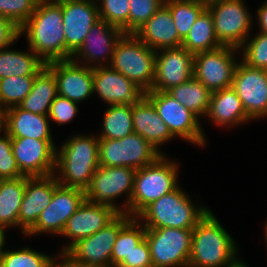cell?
I'll list each match as a JSON object with an SVG mask.
<instances>
[{"instance_id": "obj_3", "label": "cell", "mask_w": 267, "mask_h": 267, "mask_svg": "<svg viewBox=\"0 0 267 267\" xmlns=\"http://www.w3.org/2000/svg\"><path fill=\"white\" fill-rule=\"evenodd\" d=\"M231 236L209 210L192 231L188 267H222L235 261Z\"/></svg>"}, {"instance_id": "obj_49", "label": "cell", "mask_w": 267, "mask_h": 267, "mask_svg": "<svg viewBox=\"0 0 267 267\" xmlns=\"http://www.w3.org/2000/svg\"><path fill=\"white\" fill-rule=\"evenodd\" d=\"M226 267H247V266L236 259L234 262L227 265Z\"/></svg>"}, {"instance_id": "obj_11", "label": "cell", "mask_w": 267, "mask_h": 267, "mask_svg": "<svg viewBox=\"0 0 267 267\" xmlns=\"http://www.w3.org/2000/svg\"><path fill=\"white\" fill-rule=\"evenodd\" d=\"M145 96L153 103L173 136H179L201 146L205 144V137L196 114L166 91L150 90Z\"/></svg>"}, {"instance_id": "obj_10", "label": "cell", "mask_w": 267, "mask_h": 267, "mask_svg": "<svg viewBox=\"0 0 267 267\" xmlns=\"http://www.w3.org/2000/svg\"><path fill=\"white\" fill-rule=\"evenodd\" d=\"M135 169L130 167L98 166L90 185L85 190V199L94 205L107 206L117 214L129 215V203L133 192ZM128 193L125 211L113 204V199L122 193Z\"/></svg>"}, {"instance_id": "obj_44", "label": "cell", "mask_w": 267, "mask_h": 267, "mask_svg": "<svg viewBox=\"0 0 267 267\" xmlns=\"http://www.w3.org/2000/svg\"><path fill=\"white\" fill-rule=\"evenodd\" d=\"M117 267H153L150 247L146 238Z\"/></svg>"}, {"instance_id": "obj_40", "label": "cell", "mask_w": 267, "mask_h": 267, "mask_svg": "<svg viewBox=\"0 0 267 267\" xmlns=\"http://www.w3.org/2000/svg\"><path fill=\"white\" fill-rule=\"evenodd\" d=\"M165 0H129L128 34H134Z\"/></svg>"}, {"instance_id": "obj_18", "label": "cell", "mask_w": 267, "mask_h": 267, "mask_svg": "<svg viewBox=\"0 0 267 267\" xmlns=\"http://www.w3.org/2000/svg\"><path fill=\"white\" fill-rule=\"evenodd\" d=\"M156 51L155 80L151 90L168 91L193 77L194 55L184 47ZM164 51V52H163Z\"/></svg>"}, {"instance_id": "obj_34", "label": "cell", "mask_w": 267, "mask_h": 267, "mask_svg": "<svg viewBox=\"0 0 267 267\" xmlns=\"http://www.w3.org/2000/svg\"><path fill=\"white\" fill-rule=\"evenodd\" d=\"M131 218L119 231L111 252V267H117L145 239L146 228ZM140 226L141 228H139Z\"/></svg>"}, {"instance_id": "obj_43", "label": "cell", "mask_w": 267, "mask_h": 267, "mask_svg": "<svg viewBox=\"0 0 267 267\" xmlns=\"http://www.w3.org/2000/svg\"><path fill=\"white\" fill-rule=\"evenodd\" d=\"M77 112L78 108L75 102L57 95L51 104L48 117L61 125L72 120Z\"/></svg>"}, {"instance_id": "obj_6", "label": "cell", "mask_w": 267, "mask_h": 267, "mask_svg": "<svg viewBox=\"0 0 267 267\" xmlns=\"http://www.w3.org/2000/svg\"><path fill=\"white\" fill-rule=\"evenodd\" d=\"M161 155L155 162L136 171L129 203L130 214L137 217L148 205L177 186V164L167 162Z\"/></svg>"}, {"instance_id": "obj_38", "label": "cell", "mask_w": 267, "mask_h": 267, "mask_svg": "<svg viewBox=\"0 0 267 267\" xmlns=\"http://www.w3.org/2000/svg\"><path fill=\"white\" fill-rule=\"evenodd\" d=\"M40 0H0V16L19 29L35 12Z\"/></svg>"}, {"instance_id": "obj_1", "label": "cell", "mask_w": 267, "mask_h": 267, "mask_svg": "<svg viewBox=\"0 0 267 267\" xmlns=\"http://www.w3.org/2000/svg\"><path fill=\"white\" fill-rule=\"evenodd\" d=\"M62 0H40L35 12L19 29L30 49L45 63L66 60Z\"/></svg>"}, {"instance_id": "obj_9", "label": "cell", "mask_w": 267, "mask_h": 267, "mask_svg": "<svg viewBox=\"0 0 267 267\" xmlns=\"http://www.w3.org/2000/svg\"><path fill=\"white\" fill-rule=\"evenodd\" d=\"M206 9L213 18L218 42L222 46L243 47L251 27V17L243 1L212 0L207 2Z\"/></svg>"}, {"instance_id": "obj_19", "label": "cell", "mask_w": 267, "mask_h": 267, "mask_svg": "<svg viewBox=\"0 0 267 267\" xmlns=\"http://www.w3.org/2000/svg\"><path fill=\"white\" fill-rule=\"evenodd\" d=\"M57 81V93L78 103L93 92V67L81 66L73 59L46 63Z\"/></svg>"}, {"instance_id": "obj_22", "label": "cell", "mask_w": 267, "mask_h": 267, "mask_svg": "<svg viewBox=\"0 0 267 267\" xmlns=\"http://www.w3.org/2000/svg\"><path fill=\"white\" fill-rule=\"evenodd\" d=\"M54 192V175L30 177L20 205L18 226L26 234L38 220L41 212L49 205Z\"/></svg>"}, {"instance_id": "obj_24", "label": "cell", "mask_w": 267, "mask_h": 267, "mask_svg": "<svg viewBox=\"0 0 267 267\" xmlns=\"http://www.w3.org/2000/svg\"><path fill=\"white\" fill-rule=\"evenodd\" d=\"M48 120V115L25 111L19 106L2 112V128L11 138L52 140Z\"/></svg>"}, {"instance_id": "obj_15", "label": "cell", "mask_w": 267, "mask_h": 267, "mask_svg": "<svg viewBox=\"0 0 267 267\" xmlns=\"http://www.w3.org/2000/svg\"><path fill=\"white\" fill-rule=\"evenodd\" d=\"M12 151L20 172L29 177L54 175L56 148L52 140L11 138Z\"/></svg>"}, {"instance_id": "obj_17", "label": "cell", "mask_w": 267, "mask_h": 267, "mask_svg": "<svg viewBox=\"0 0 267 267\" xmlns=\"http://www.w3.org/2000/svg\"><path fill=\"white\" fill-rule=\"evenodd\" d=\"M66 60L81 46L93 25L100 20L98 6L92 0H62Z\"/></svg>"}, {"instance_id": "obj_20", "label": "cell", "mask_w": 267, "mask_h": 267, "mask_svg": "<svg viewBox=\"0 0 267 267\" xmlns=\"http://www.w3.org/2000/svg\"><path fill=\"white\" fill-rule=\"evenodd\" d=\"M93 67V92L109 105H127L138 102L145 92L111 67L92 65Z\"/></svg>"}, {"instance_id": "obj_31", "label": "cell", "mask_w": 267, "mask_h": 267, "mask_svg": "<svg viewBox=\"0 0 267 267\" xmlns=\"http://www.w3.org/2000/svg\"><path fill=\"white\" fill-rule=\"evenodd\" d=\"M181 46L193 55L222 46L215 36L213 18L207 9L193 23Z\"/></svg>"}, {"instance_id": "obj_12", "label": "cell", "mask_w": 267, "mask_h": 267, "mask_svg": "<svg viewBox=\"0 0 267 267\" xmlns=\"http://www.w3.org/2000/svg\"><path fill=\"white\" fill-rule=\"evenodd\" d=\"M132 217L127 213L118 214L104 228L78 240L66 252L88 267H111V252L117 235Z\"/></svg>"}, {"instance_id": "obj_42", "label": "cell", "mask_w": 267, "mask_h": 267, "mask_svg": "<svg viewBox=\"0 0 267 267\" xmlns=\"http://www.w3.org/2000/svg\"><path fill=\"white\" fill-rule=\"evenodd\" d=\"M4 137L0 136V179H14L24 176L16 163L13 151L11 137L3 128Z\"/></svg>"}, {"instance_id": "obj_51", "label": "cell", "mask_w": 267, "mask_h": 267, "mask_svg": "<svg viewBox=\"0 0 267 267\" xmlns=\"http://www.w3.org/2000/svg\"><path fill=\"white\" fill-rule=\"evenodd\" d=\"M265 229H266V234L265 235H266V242H267V225H266Z\"/></svg>"}, {"instance_id": "obj_8", "label": "cell", "mask_w": 267, "mask_h": 267, "mask_svg": "<svg viewBox=\"0 0 267 267\" xmlns=\"http://www.w3.org/2000/svg\"><path fill=\"white\" fill-rule=\"evenodd\" d=\"M193 229L146 228L153 267H188Z\"/></svg>"}, {"instance_id": "obj_4", "label": "cell", "mask_w": 267, "mask_h": 267, "mask_svg": "<svg viewBox=\"0 0 267 267\" xmlns=\"http://www.w3.org/2000/svg\"><path fill=\"white\" fill-rule=\"evenodd\" d=\"M207 208H196L180 187L148 205L137 218H143L145 228L194 229L207 214Z\"/></svg>"}, {"instance_id": "obj_28", "label": "cell", "mask_w": 267, "mask_h": 267, "mask_svg": "<svg viewBox=\"0 0 267 267\" xmlns=\"http://www.w3.org/2000/svg\"><path fill=\"white\" fill-rule=\"evenodd\" d=\"M57 95V81L55 75L45 66L35 75L31 92L18 106L25 111L40 115H48L51 104Z\"/></svg>"}, {"instance_id": "obj_37", "label": "cell", "mask_w": 267, "mask_h": 267, "mask_svg": "<svg viewBox=\"0 0 267 267\" xmlns=\"http://www.w3.org/2000/svg\"><path fill=\"white\" fill-rule=\"evenodd\" d=\"M53 258L29 248L16 251H3L0 254V267H51Z\"/></svg>"}, {"instance_id": "obj_33", "label": "cell", "mask_w": 267, "mask_h": 267, "mask_svg": "<svg viewBox=\"0 0 267 267\" xmlns=\"http://www.w3.org/2000/svg\"><path fill=\"white\" fill-rule=\"evenodd\" d=\"M103 132L99 139L118 140L134 132L132 105H111L104 115Z\"/></svg>"}, {"instance_id": "obj_7", "label": "cell", "mask_w": 267, "mask_h": 267, "mask_svg": "<svg viewBox=\"0 0 267 267\" xmlns=\"http://www.w3.org/2000/svg\"><path fill=\"white\" fill-rule=\"evenodd\" d=\"M161 155V151L134 132L118 140L99 139L100 166L130 167L138 170L152 164Z\"/></svg>"}, {"instance_id": "obj_46", "label": "cell", "mask_w": 267, "mask_h": 267, "mask_svg": "<svg viewBox=\"0 0 267 267\" xmlns=\"http://www.w3.org/2000/svg\"><path fill=\"white\" fill-rule=\"evenodd\" d=\"M60 254L62 255L61 257H64V261L61 262V264H57L56 262H54L55 260L53 259L51 267H88L86 264L75 260L66 251H62V253Z\"/></svg>"}, {"instance_id": "obj_50", "label": "cell", "mask_w": 267, "mask_h": 267, "mask_svg": "<svg viewBox=\"0 0 267 267\" xmlns=\"http://www.w3.org/2000/svg\"><path fill=\"white\" fill-rule=\"evenodd\" d=\"M2 128V111L0 110V129Z\"/></svg>"}, {"instance_id": "obj_27", "label": "cell", "mask_w": 267, "mask_h": 267, "mask_svg": "<svg viewBox=\"0 0 267 267\" xmlns=\"http://www.w3.org/2000/svg\"><path fill=\"white\" fill-rule=\"evenodd\" d=\"M216 124L236 125L251 120L246 114L241 99L231 87L212 92L209 109L206 114Z\"/></svg>"}, {"instance_id": "obj_39", "label": "cell", "mask_w": 267, "mask_h": 267, "mask_svg": "<svg viewBox=\"0 0 267 267\" xmlns=\"http://www.w3.org/2000/svg\"><path fill=\"white\" fill-rule=\"evenodd\" d=\"M100 19L128 34L129 0H102Z\"/></svg>"}, {"instance_id": "obj_36", "label": "cell", "mask_w": 267, "mask_h": 267, "mask_svg": "<svg viewBox=\"0 0 267 267\" xmlns=\"http://www.w3.org/2000/svg\"><path fill=\"white\" fill-rule=\"evenodd\" d=\"M34 79L35 75L0 79V110L3 112L5 109L18 106L31 92ZM3 104H5V108Z\"/></svg>"}, {"instance_id": "obj_2", "label": "cell", "mask_w": 267, "mask_h": 267, "mask_svg": "<svg viewBox=\"0 0 267 267\" xmlns=\"http://www.w3.org/2000/svg\"><path fill=\"white\" fill-rule=\"evenodd\" d=\"M98 166L99 138L77 135L56 152L55 167H59L62 177L56 179L62 186L85 191Z\"/></svg>"}, {"instance_id": "obj_35", "label": "cell", "mask_w": 267, "mask_h": 267, "mask_svg": "<svg viewBox=\"0 0 267 267\" xmlns=\"http://www.w3.org/2000/svg\"><path fill=\"white\" fill-rule=\"evenodd\" d=\"M164 4L170 13L178 30L179 36L184 40L198 16L207 8L204 0H165Z\"/></svg>"}, {"instance_id": "obj_32", "label": "cell", "mask_w": 267, "mask_h": 267, "mask_svg": "<svg viewBox=\"0 0 267 267\" xmlns=\"http://www.w3.org/2000/svg\"><path fill=\"white\" fill-rule=\"evenodd\" d=\"M166 92L197 116L207 114L212 92L194 76Z\"/></svg>"}, {"instance_id": "obj_5", "label": "cell", "mask_w": 267, "mask_h": 267, "mask_svg": "<svg viewBox=\"0 0 267 267\" xmlns=\"http://www.w3.org/2000/svg\"><path fill=\"white\" fill-rule=\"evenodd\" d=\"M110 67L146 93L151 90L155 80L156 51L135 34H124L115 46Z\"/></svg>"}, {"instance_id": "obj_25", "label": "cell", "mask_w": 267, "mask_h": 267, "mask_svg": "<svg viewBox=\"0 0 267 267\" xmlns=\"http://www.w3.org/2000/svg\"><path fill=\"white\" fill-rule=\"evenodd\" d=\"M124 34L120 28L100 19L90 29L81 46L72 54L71 59L79 55V58L81 56L85 60L96 61L98 59L100 61L101 57L103 60L105 57L107 59L105 55H108L109 52L108 56H110L111 61L115 46Z\"/></svg>"}, {"instance_id": "obj_23", "label": "cell", "mask_w": 267, "mask_h": 267, "mask_svg": "<svg viewBox=\"0 0 267 267\" xmlns=\"http://www.w3.org/2000/svg\"><path fill=\"white\" fill-rule=\"evenodd\" d=\"M134 34L154 51L164 48L180 47L183 42L173 22L170 10L165 4Z\"/></svg>"}, {"instance_id": "obj_41", "label": "cell", "mask_w": 267, "mask_h": 267, "mask_svg": "<svg viewBox=\"0 0 267 267\" xmlns=\"http://www.w3.org/2000/svg\"><path fill=\"white\" fill-rule=\"evenodd\" d=\"M243 61L246 66L267 70V33L260 32L245 44Z\"/></svg>"}, {"instance_id": "obj_48", "label": "cell", "mask_w": 267, "mask_h": 267, "mask_svg": "<svg viewBox=\"0 0 267 267\" xmlns=\"http://www.w3.org/2000/svg\"><path fill=\"white\" fill-rule=\"evenodd\" d=\"M5 227L0 226V254L3 252V245H4V229Z\"/></svg>"}, {"instance_id": "obj_30", "label": "cell", "mask_w": 267, "mask_h": 267, "mask_svg": "<svg viewBox=\"0 0 267 267\" xmlns=\"http://www.w3.org/2000/svg\"><path fill=\"white\" fill-rule=\"evenodd\" d=\"M31 52L0 50V79L11 76L37 75L46 63Z\"/></svg>"}, {"instance_id": "obj_14", "label": "cell", "mask_w": 267, "mask_h": 267, "mask_svg": "<svg viewBox=\"0 0 267 267\" xmlns=\"http://www.w3.org/2000/svg\"><path fill=\"white\" fill-rule=\"evenodd\" d=\"M85 200V191L62 186L54 176V192L49 205L41 212L36 224L25 234L51 232L61 235L69 217Z\"/></svg>"}, {"instance_id": "obj_16", "label": "cell", "mask_w": 267, "mask_h": 267, "mask_svg": "<svg viewBox=\"0 0 267 267\" xmlns=\"http://www.w3.org/2000/svg\"><path fill=\"white\" fill-rule=\"evenodd\" d=\"M232 88L251 119L267 115V70L239 63L232 80Z\"/></svg>"}, {"instance_id": "obj_47", "label": "cell", "mask_w": 267, "mask_h": 267, "mask_svg": "<svg viewBox=\"0 0 267 267\" xmlns=\"http://www.w3.org/2000/svg\"><path fill=\"white\" fill-rule=\"evenodd\" d=\"M259 26L261 27L260 32L267 33V0L257 11Z\"/></svg>"}, {"instance_id": "obj_29", "label": "cell", "mask_w": 267, "mask_h": 267, "mask_svg": "<svg viewBox=\"0 0 267 267\" xmlns=\"http://www.w3.org/2000/svg\"><path fill=\"white\" fill-rule=\"evenodd\" d=\"M29 176L0 181V226H17L20 205Z\"/></svg>"}, {"instance_id": "obj_13", "label": "cell", "mask_w": 267, "mask_h": 267, "mask_svg": "<svg viewBox=\"0 0 267 267\" xmlns=\"http://www.w3.org/2000/svg\"><path fill=\"white\" fill-rule=\"evenodd\" d=\"M234 51L237 48L221 46L194 54L193 76L211 92L231 87L238 65L233 57Z\"/></svg>"}, {"instance_id": "obj_45", "label": "cell", "mask_w": 267, "mask_h": 267, "mask_svg": "<svg viewBox=\"0 0 267 267\" xmlns=\"http://www.w3.org/2000/svg\"><path fill=\"white\" fill-rule=\"evenodd\" d=\"M19 36V28L8 19L0 16V50L12 45Z\"/></svg>"}, {"instance_id": "obj_26", "label": "cell", "mask_w": 267, "mask_h": 267, "mask_svg": "<svg viewBox=\"0 0 267 267\" xmlns=\"http://www.w3.org/2000/svg\"><path fill=\"white\" fill-rule=\"evenodd\" d=\"M132 120L134 133L142 136L157 150L160 144L174 137L145 95L132 104Z\"/></svg>"}, {"instance_id": "obj_21", "label": "cell", "mask_w": 267, "mask_h": 267, "mask_svg": "<svg viewBox=\"0 0 267 267\" xmlns=\"http://www.w3.org/2000/svg\"><path fill=\"white\" fill-rule=\"evenodd\" d=\"M118 214L107 206L94 205L86 199L71 215L61 233L72 238V242L63 251H67L78 240L89 237L104 228Z\"/></svg>"}]
</instances>
